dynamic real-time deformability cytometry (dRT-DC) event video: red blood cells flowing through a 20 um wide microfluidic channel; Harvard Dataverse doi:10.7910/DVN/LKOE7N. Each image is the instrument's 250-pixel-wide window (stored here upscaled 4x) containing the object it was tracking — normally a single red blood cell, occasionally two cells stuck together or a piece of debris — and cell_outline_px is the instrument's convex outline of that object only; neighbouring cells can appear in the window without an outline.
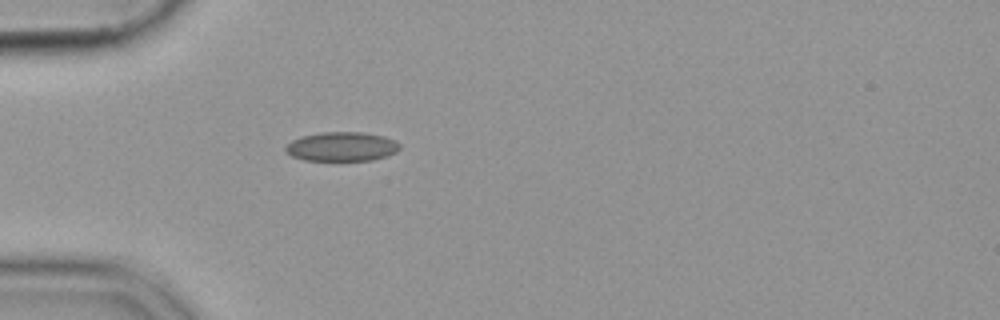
{"species": "common noctule bat (a hibernating species)", "species_latin": "Nyctalus noctula", "temperature_condition": "cold", "stored_images_in_passage": 39, "camera_frame_rate_fps": 3000, "um_per_image_px": 0.085, "animal": {"sex": "female", "body_mass_g": 19.9}, "frame": {"image": 1, "passage_image": 1, "time_ms": 0.0, "image_size_px": [1000, 320], "cell_outline_px": [[400, 148], [396, 152], [388, 156], [372, 160], [304, 160], [292, 156], [284, 152], [284, 148], [292, 140], [300, 136], [320, 132], [360, 132], [384, 136], [396, 140], [400, 144]], "centroid_in_image_um": [29.05, 12.45], "position_along_channel_um": 56.0, "area_um2": 19.59}}
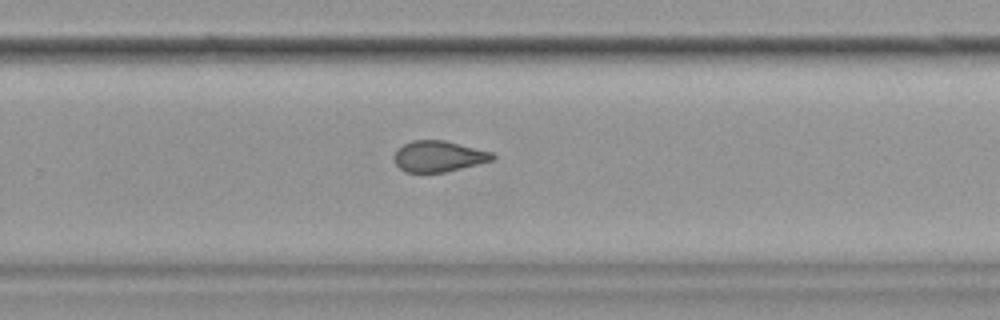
{"frame": {"image": 2, "passage_image": 21, "time_ms": 6.667, "image_size_px": [1000, 320], "cell_outline_px": [[496, 160], [444, 172], [404, 172], [396, 164], [392, 156], [396, 148], [412, 140], [444, 140], [492, 152], [496, 156]], "centroid_in_image_um": [37.27, 13.28], "position_along_channel_um": 292.5, "area_um2": 17.92}}
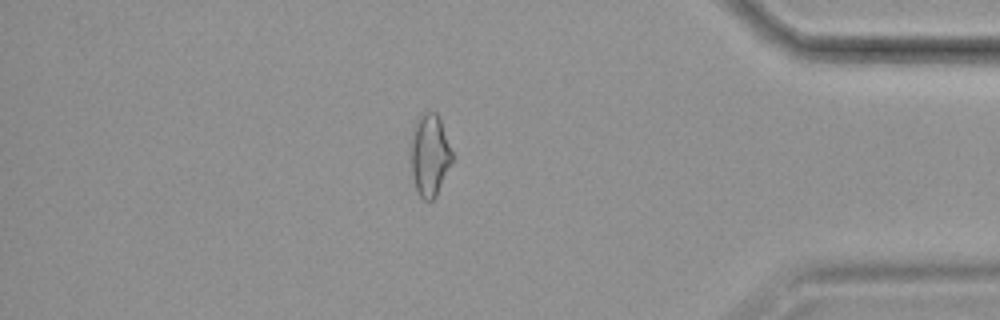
{"frame": {"image": 3, "passage_image": 32, "time_ms": 10.333, "image_size_px": [1000, 320], "cell_outline_px": [[452, 160], [436, 196], [432, 200], [424, 200], [420, 196], [416, 188], [412, 176], [412, 128], [416, 120], [424, 112], [436, 112], [440, 116], [452, 152]], "centroid_in_image_um": [36.53, 13.14], "position_along_channel_um": 398.7, "area_um2": 19.48}}